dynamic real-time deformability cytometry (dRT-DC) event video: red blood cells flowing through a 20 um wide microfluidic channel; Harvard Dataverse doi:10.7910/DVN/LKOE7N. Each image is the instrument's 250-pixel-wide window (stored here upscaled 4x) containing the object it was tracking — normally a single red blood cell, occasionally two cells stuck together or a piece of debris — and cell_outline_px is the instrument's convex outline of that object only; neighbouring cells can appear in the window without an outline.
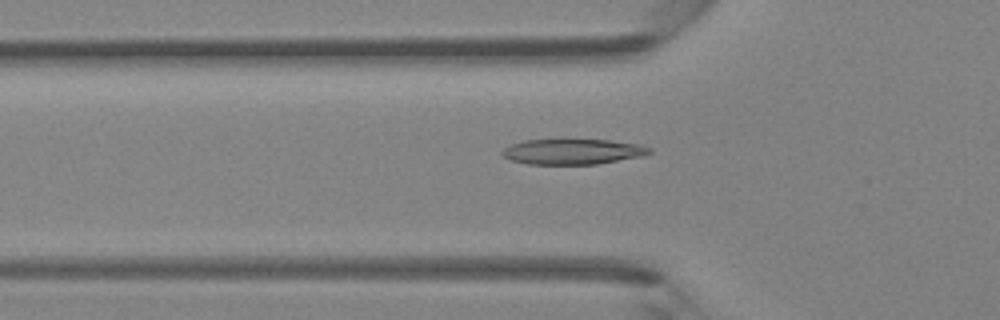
{"species": "Egyptian fruit bat (a non-hibernating species)", "species_latin": "Rousettus aegyptiacus", "temperature_condition": "room temperature", "stored_images_in_passage": 47, "segment_of_instrument_passage": [1, 2], "camera_frame_rate_fps": 3000, "um_per_image_px": 0.085, "animal": {"sex": "female"}, "frame": {"image": 1, "passage_image": 15, "time_ms": 4.667, "image_size_px": [1000, 320], "cell_outline_px": [[652, 152], [644, 156], [596, 164], [528, 164], [512, 160], [504, 156], [500, 152], [504, 148], [512, 144], [524, 140], [560, 136], [608, 140], [640, 144], [652, 148]], "centroid_in_image_um": [48.68, 12.83], "position_along_channel_um": 77.1, "area_um2": 22.95}}
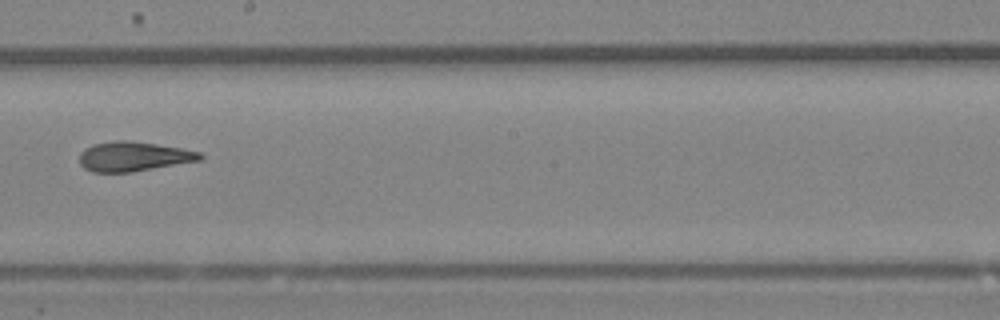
{"frame": {"image": 2, "passage_image": 26, "time_ms": 8.333, "image_size_px": [1000, 320], "cell_outline_px": [[204, 156], [200, 160], [132, 172], [92, 172], [84, 168], [80, 164], [80, 152], [84, 148], [92, 144], [116, 140], [128, 140], [156, 144], [180, 148], [200, 152]], "centroid_in_image_um": [11.31, 13.3], "position_along_channel_um": 236.9, "area_um2": 20.75}}
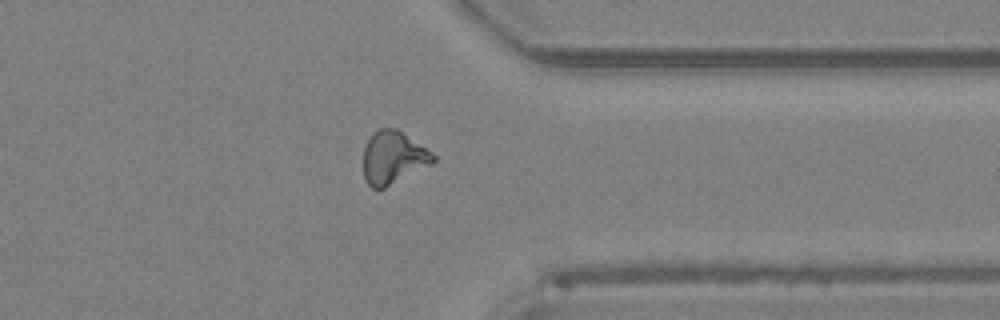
{"frame": {"image": 3, "passage_image": 36, "time_ms": 11.667, "image_size_px": [1000, 320], "cell_outline_px": [[436, 160], [432, 164], [384, 188], [372, 188], [364, 180], [364, 148], [372, 132], [380, 128], [396, 128], [432, 152], [436, 156]], "centroid_in_image_um": [33.42, 13.39], "position_along_channel_um": 378.0, "area_um2": 21.39}}